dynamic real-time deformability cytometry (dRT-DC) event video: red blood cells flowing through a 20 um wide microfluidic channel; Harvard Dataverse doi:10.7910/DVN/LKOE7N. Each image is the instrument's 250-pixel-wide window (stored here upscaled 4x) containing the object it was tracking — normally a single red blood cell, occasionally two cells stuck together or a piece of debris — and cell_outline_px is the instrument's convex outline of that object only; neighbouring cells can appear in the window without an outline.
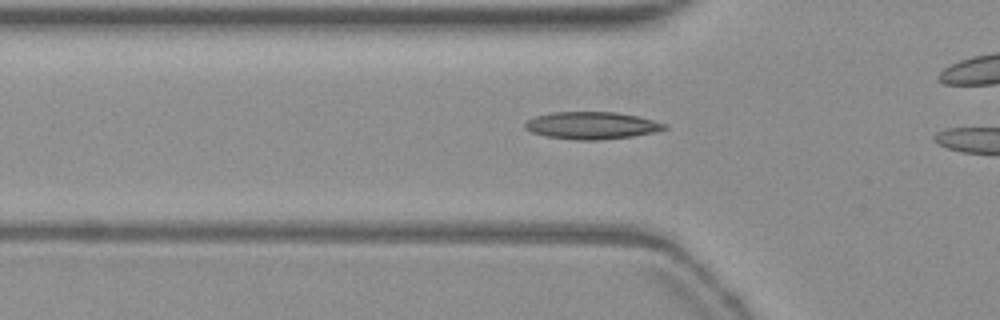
{"species": "common noctule bat (a hibernating species)", "species_latin": "Nyctalus noctula", "temperature_condition": "warm", "stored_images_in_passage": 6, "camera_frame_rate_fps": 3000, "um_per_image_px": 0.085, "animal": {"sex": "female", "body_mass_g": 19.3, "forearm_length_mm": 54.1}, "frame": {"image": 1, "passage_image": 4, "time_ms": 1.0, "image_size_px": [1000, 320], "cell_outline_px": [[668, 128], [652, 132], [632, 136], [596, 140], [576, 140], [544, 136], [532, 132], [524, 128], [524, 124], [528, 120], [536, 116], [548, 112], [616, 112], [636, 116], [668, 124]], "centroid_in_image_um": [50.26, 10.66], "position_along_channel_um": 75.5, "area_um2": 22.08}}